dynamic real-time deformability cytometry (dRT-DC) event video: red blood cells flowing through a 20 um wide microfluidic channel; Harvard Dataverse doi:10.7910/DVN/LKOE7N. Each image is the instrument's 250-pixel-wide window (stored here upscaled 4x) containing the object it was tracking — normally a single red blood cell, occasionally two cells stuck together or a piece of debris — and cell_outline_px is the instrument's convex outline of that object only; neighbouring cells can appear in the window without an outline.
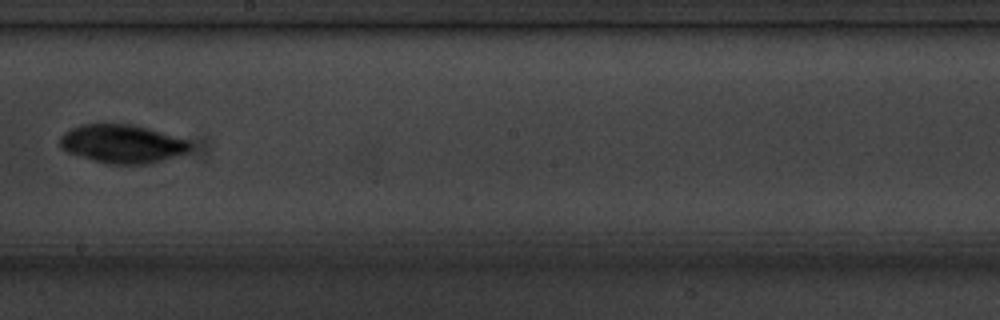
{"species": "common noctule bat (a hibernating species)", "species_latin": "Nyctalus noctula", "temperature_condition": "cold", "stored_images_in_passage": 14, "camera_frame_rate_fps": 3000, "um_per_image_px": 0.085, "animal": {"sex": "male", "body_mass_g": 20.1, "forearm_length_mm": 53.5}, "frame": {"image": 1, "passage_image": 8, "time_ms": 9.0, "image_size_px": [1000, 320], "cell_outline_px": [[192, 148], [188, 152], [152, 164], [104, 164], [68, 152], [60, 148], [60, 136], [64, 132], [80, 124], [100, 120], [104, 120], [132, 124], [148, 128], [188, 140], [192, 144]], "centroid_in_image_um": [10.36, 12.19], "position_along_channel_um": 237.8, "area_um2": 30.23}}
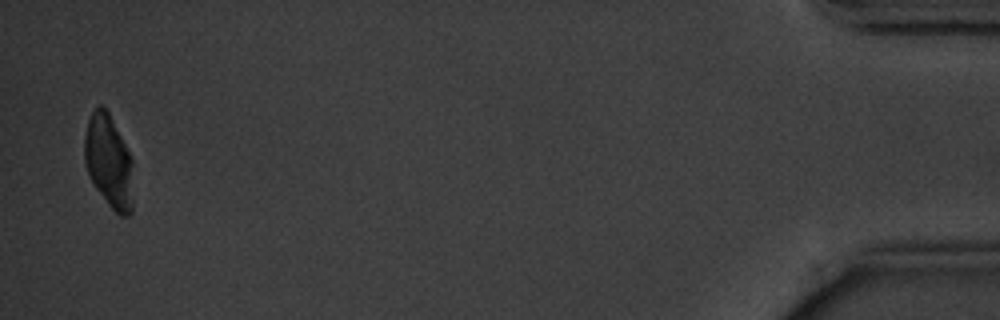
{"frame": {"image": 2, "passage_image": 14, "time_ms": 16.667, "image_size_px": [1000, 320], "cell_outline_px": [[132, 212], [128, 216], [120, 216], [108, 204], [96, 188], [84, 164], [84, 136], [88, 120], [96, 104], [100, 104], [108, 112], [132, 160]], "centroid_in_image_um": [9.22, 13.73], "position_along_channel_um": 426.0, "area_um2": 26.13}, "authors_computed_cell_mechanics": {"area_um2": 28.4087, "velocity_mm_per_s": 3.6023, "shape_relaxation_time_tau1_ms": 1.1239, "shape_relaxation_time_tau2_ms": null, "deformation_change_tau1": 0.0375, "deformation_change_tau2": null}}